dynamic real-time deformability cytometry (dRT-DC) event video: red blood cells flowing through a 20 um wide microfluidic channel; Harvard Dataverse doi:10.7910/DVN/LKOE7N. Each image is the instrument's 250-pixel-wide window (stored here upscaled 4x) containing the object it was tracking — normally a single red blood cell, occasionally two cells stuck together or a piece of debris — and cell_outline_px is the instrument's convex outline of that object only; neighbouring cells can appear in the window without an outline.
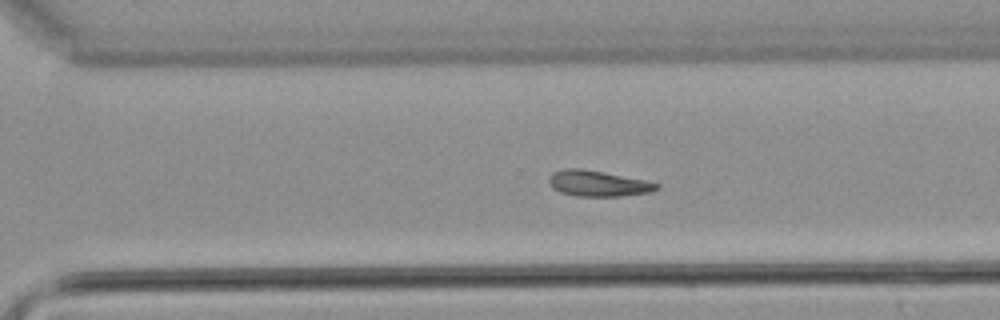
{"species": "common noctule bat (a hibernating species)", "species_latin": "Nyctalus noctula", "temperature_condition": "warm", "stored_images_in_passage": 41, "camera_frame_rate_fps": 3000, "um_per_image_px": 0.085, "animal": {"sex": "male", "body_mass_g": 21.5, "forearm_length_mm": 52.0}, "frame": {"image": 1, "passage_image": 24, "time_ms": 7.667, "image_size_px": [1000, 320], "cell_outline_px": [[660, 188], [652, 192], [620, 196], [576, 196], [560, 192], [552, 188], [548, 180], [552, 172], [564, 168], [580, 168], [604, 172], [644, 180], [660, 184]], "centroid_in_image_um": [50.82, 15.59], "position_along_channel_um": 319.8, "area_um2": 16.24}}